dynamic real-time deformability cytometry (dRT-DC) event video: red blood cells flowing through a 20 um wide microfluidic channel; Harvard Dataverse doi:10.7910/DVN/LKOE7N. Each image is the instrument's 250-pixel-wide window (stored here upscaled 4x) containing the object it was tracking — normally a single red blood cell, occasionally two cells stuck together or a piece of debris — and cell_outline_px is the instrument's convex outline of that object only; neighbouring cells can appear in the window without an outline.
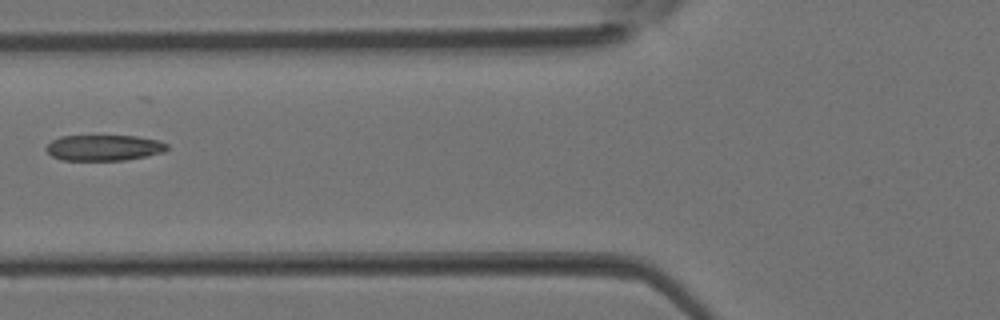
{"species": "Egyptian fruit bat (a non-hibernating species)", "species_latin": "Rousettus aegyptiacus", "temperature_condition": "room temperature", "stored_images_in_passage": 3, "camera_frame_rate_fps": 3000, "um_per_image_px": 0.085, "animal": {"sex": "female"}, "frame": {"image": 1, "passage_image": 2, "time_ms": 0.333, "image_size_px": [1000, 320], "cell_outline_px": [[168, 148], [164, 152], [124, 160], [60, 160], [52, 156], [44, 148], [52, 140], [60, 136], [136, 136], [160, 140], [168, 144]], "centroid_in_image_um": [8.83, 12.55], "position_along_channel_um": 117.0, "area_um2": 18.21}}